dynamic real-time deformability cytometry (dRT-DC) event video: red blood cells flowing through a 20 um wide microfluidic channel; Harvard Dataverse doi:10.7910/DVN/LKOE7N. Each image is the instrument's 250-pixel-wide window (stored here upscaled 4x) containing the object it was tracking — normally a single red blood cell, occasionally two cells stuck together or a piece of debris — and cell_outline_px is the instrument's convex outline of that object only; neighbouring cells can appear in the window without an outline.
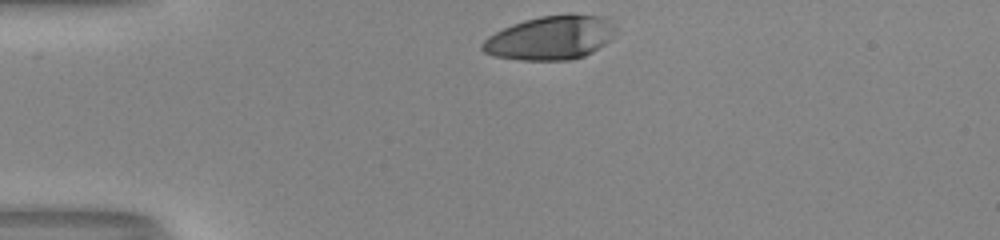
{"species": "human", "species_latin": "Homo sapiens", "temperature_condition": "room temperature", "stored_images_in_passage": 30, "camera_frame_rate_fps": 3000, "um_per_image_px": 0.085, "donor": {"sex": "male"}, "frame": {"image": 1, "passage_image": 1, "time_ms": 0.0, "image_size_px": [1000, 240], "cell_outline_px": [[608, 40], [604, 44], [592, 52], [584, 56], [568, 60], [520, 60], [496, 56], [484, 52], [480, 48], [480, 44], [488, 36], [512, 24], [524, 20], [540, 16], [608, 16]], "centroid_in_image_um": [46.65, 3.25], "position_along_channel_um": 38.3, "area_um2": 32.83}}
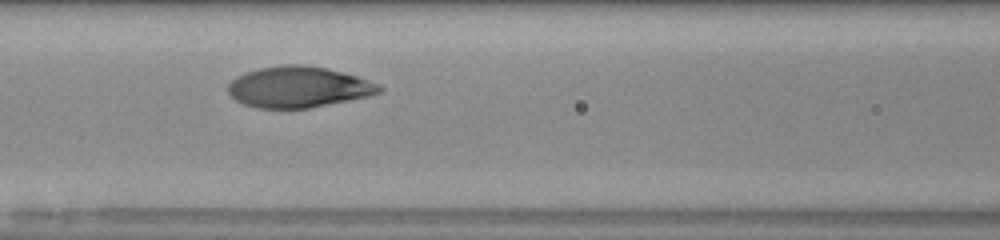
{"frame": {"image": 2, "passage_image": 12, "time_ms": 3.667, "image_size_px": [1000, 240], "cell_outline_px": [[384, 88], [380, 92], [368, 96], [308, 108], [256, 108], [244, 104], [236, 100], [228, 92], [228, 84], [236, 76], [244, 72], [260, 68], [284, 64], [304, 64], [324, 68], [356, 76], [368, 80]], "centroid_in_image_um": [25.32, 7.39], "position_along_channel_um": 141.3, "area_um2": 35.84}}
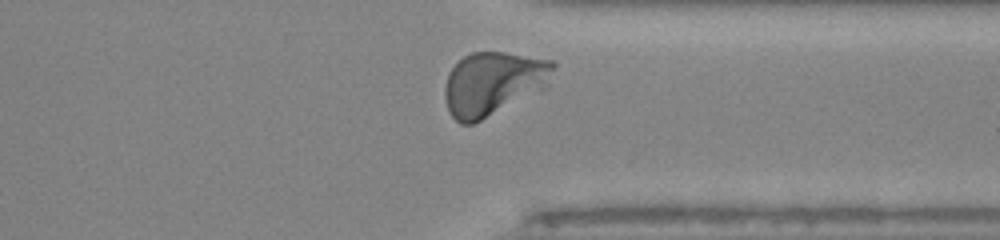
{"frame": {"image": 3, "passage_image": 29, "time_ms": 9.333, "image_size_px": [1000, 240], "cell_outline_px": [[556, 64], [548, 84], [544, 88], [472, 124], [460, 124], [448, 112], [444, 96], [444, 88], [448, 72], [464, 56], [472, 52], [504, 52], [552, 60]], "centroid_in_image_um": [41.89, 7.08], "position_along_channel_um": 369.5, "area_um2": 39.82}, "authors_computed_cell_mechanics": {"area_um2": 36.7608, "velocity_mm_per_s": 4.0361, "shape_relaxation_time_tau1_ms": 2.8916, "shape_relaxation_time_tau2_ms": null, "deformation_change_tau1": 0.193, "deformation_change_tau2": null}}